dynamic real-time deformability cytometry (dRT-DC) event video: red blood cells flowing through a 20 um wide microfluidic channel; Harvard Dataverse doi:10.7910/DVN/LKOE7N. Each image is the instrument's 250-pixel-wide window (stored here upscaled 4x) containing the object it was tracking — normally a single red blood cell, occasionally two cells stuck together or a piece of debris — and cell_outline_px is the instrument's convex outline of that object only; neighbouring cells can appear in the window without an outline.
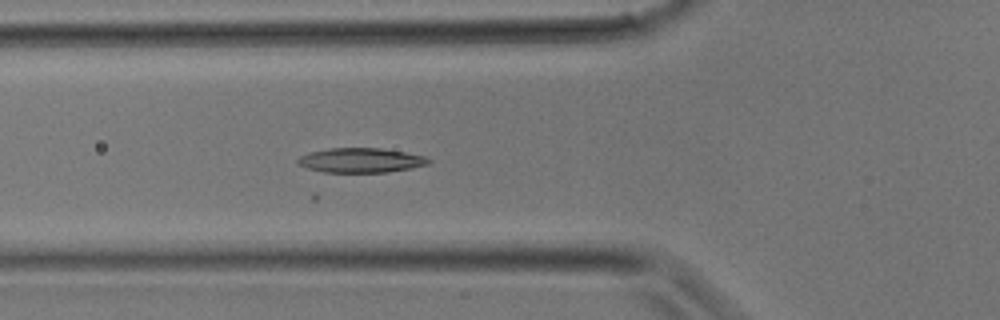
{"species": "common noctule bat (a hibernating species)", "species_latin": "Nyctalus noctula", "temperature_condition": "room temperature", "stored_images_in_passage": 30, "camera_frame_rate_fps": 3000, "um_per_image_px": 0.085, "animal": {"sex": "male", "body_mass_g": 17.9}, "frame": {"image": 1, "passage_image": 11, "time_ms": 3.333, "image_size_px": [1000, 320], "cell_outline_px": [[432, 160], [428, 164], [412, 168], [388, 172], [324, 172], [308, 168], [300, 164], [296, 160], [300, 156], [308, 152], [328, 148], [380, 148], [404, 152], [424, 156]], "centroid_in_image_um": [30.67, 13.62], "position_along_channel_um": 95.1, "area_um2": 18.67}}
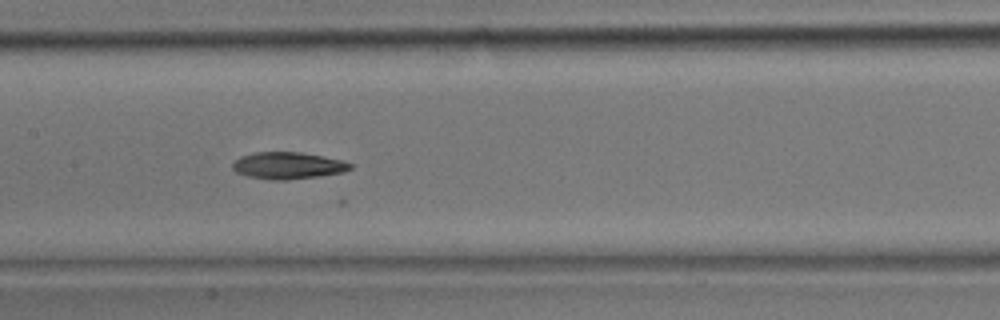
{"frame": {"image": 2, "passage_image": 15, "time_ms": 4.667, "image_size_px": [1000, 320], "cell_outline_px": [[352, 168], [344, 172], [320, 176], [284, 180], [272, 180], [248, 176], [236, 172], [232, 168], [232, 164], [240, 156], [252, 152], [300, 152], [324, 156], [340, 160], [352, 164]], "centroid_in_image_um": [24.46, 14.07], "position_along_channel_um": 182.9, "area_um2": 18.44}}
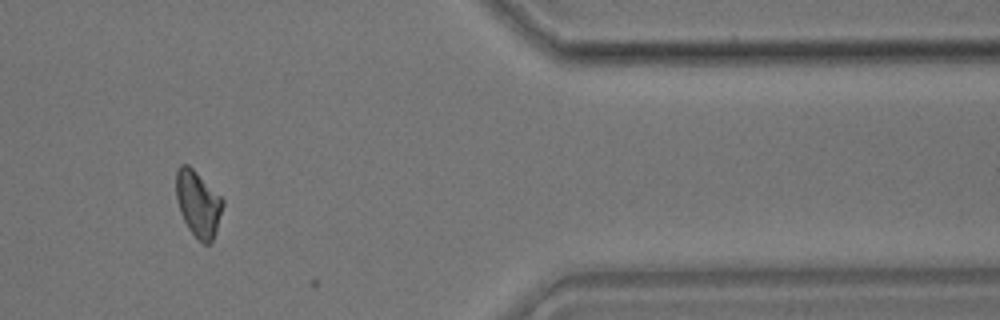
{"frame": {"image": 3, "passage_image": 26, "time_ms": 8.333, "image_size_px": [1000, 320], "cell_outline_px": [[224, 204], [216, 232], [212, 240], [208, 244], [204, 244], [188, 228], [180, 212], [176, 196], [176, 172], [180, 164], [188, 164], [224, 200]], "centroid_in_image_um": [16.84, 17.31], "position_along_channel_um": 394.6, "area_um2": 17.69}}